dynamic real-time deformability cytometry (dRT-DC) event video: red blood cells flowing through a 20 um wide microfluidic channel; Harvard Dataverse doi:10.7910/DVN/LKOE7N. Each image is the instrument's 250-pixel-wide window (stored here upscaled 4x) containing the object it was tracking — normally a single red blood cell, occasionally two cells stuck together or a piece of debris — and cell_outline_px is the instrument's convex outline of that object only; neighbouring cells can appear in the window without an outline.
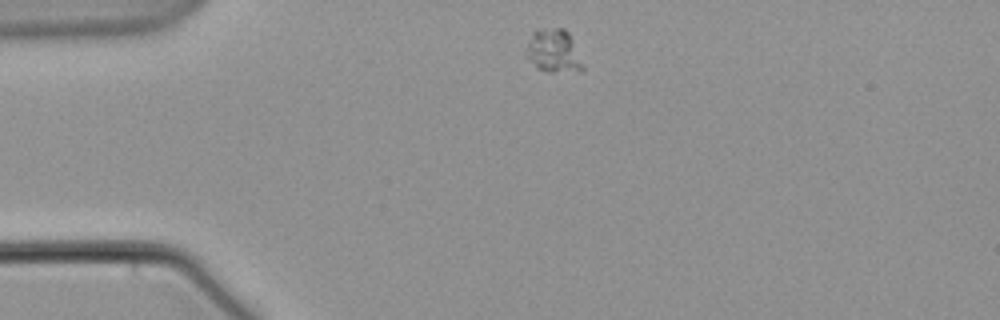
{"species": "common noctule bat (a hibernating species)", "species_latin": "Nyctalus noctula", "temperature_condition": "warm", "stored_images_in_passage": 3, "camera_frame_rate_fps": 3000, "um_per_image_px": 0.085, "animal": {"sex": "male", "body_mass_g": 21.5, "forearm_length_mm": 52.0}, "frame": {"image": 1, "passage_image": 1, "time_ms": 0.0, "image_size_px": [1000, 320], "cell_outline_px": [[584, 68], [580, 72], [548, 72], [536, 68], [524, 56], [524, 52], [532, 32], [536, 28], [564, 28], [568, 32], [572, 40]], "centroid_in_image_um": [47.0, 4.34], "position_along_channel_um": 38.0, "area_um2": 14.57}}
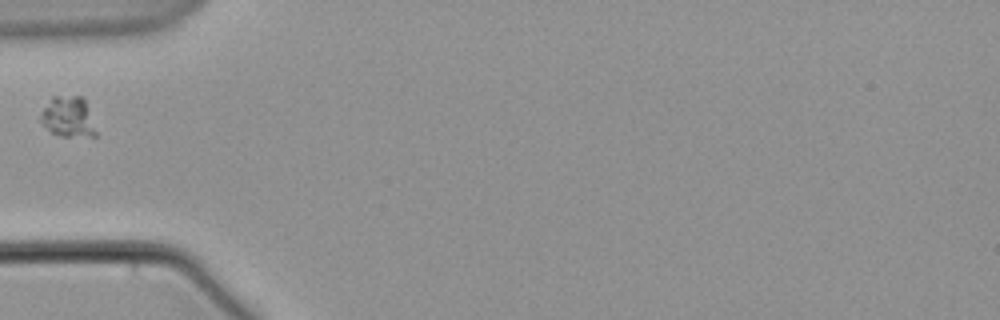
{"frame": {"image": 2, "passage_image": 3, "time_ms": 2.333, "image_size_px": [1000, 320], "cell_outline_px": [[96, 136], [60, 136], [52, 132], [40, 120], [40, 116], [44, 108], [52, 96], [80, 96], [84, 100], [96, 132]], "centroid_in_image_um": [5.78, 9.93], "position_along_channel_um": 79.2, "area_um2": 12.6}}